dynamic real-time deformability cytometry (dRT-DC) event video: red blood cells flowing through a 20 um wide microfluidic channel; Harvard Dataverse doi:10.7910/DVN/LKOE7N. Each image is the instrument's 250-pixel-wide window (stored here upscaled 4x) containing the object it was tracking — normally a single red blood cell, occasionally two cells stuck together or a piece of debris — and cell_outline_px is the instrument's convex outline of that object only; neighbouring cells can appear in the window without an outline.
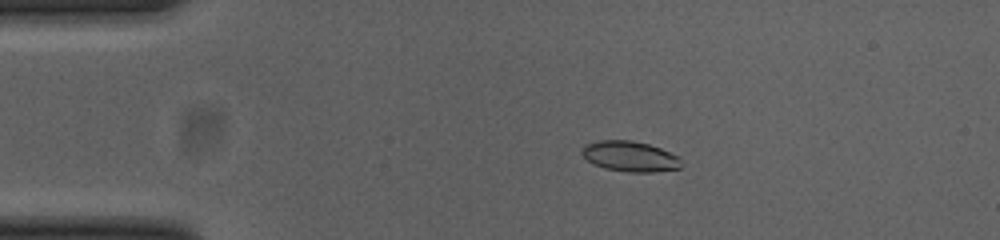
{"species": "common noctule bat (a hibernating species)", "species_latin": "Nyctalus noctula", "temperature_condition": "cold", "stored_images_in_passage": 53, "camera_frame_rate_fps": 3000, "um_per_image_px": 0.085, "animal": {"sex": "female", "body_mass_g": 23.0, "forearm_length_mm": 53.4}, "frame": {"image": 1, "passage_image": 10, "time_ms": 3.0, "image_size_px": [1000, 240], "cell_outline_px": [[680, 168], [652, 172], [628, 172], [604, 168], [592, 164], [580, 152], [584, 144], [596, 140], [632, 140], [648, 144], [660, 148], [680, 156]], "centroid_in_image_um": [53.51, 13.28], "position_along_channel_um": 31.5, "area_um2": 17.74}}
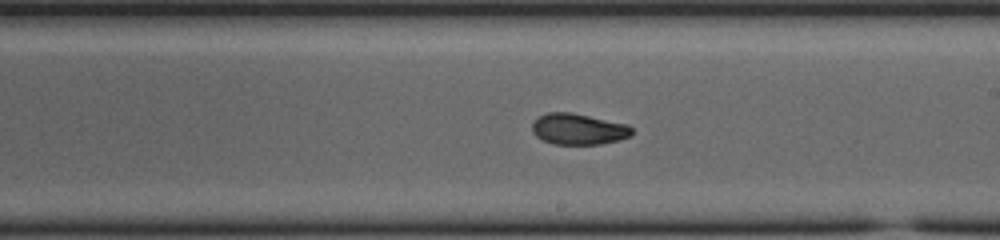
{"frame": {"image": 2, "passage_image": 30, "time_ms": 9.667, "image_size_px": [1000, 240], "cell_outline_px": [[632, 136], [620, 140], [600, 144], [552, 144], [536, 136], [532, 132], [532, 124], [540, 116], [548, 112], [572, 112], [628, 124], [632, 128]], "centroid_in_image_um": [49.19, 10.97], "position_along_channel_um": 239.8, "area_um2": 18.15}}
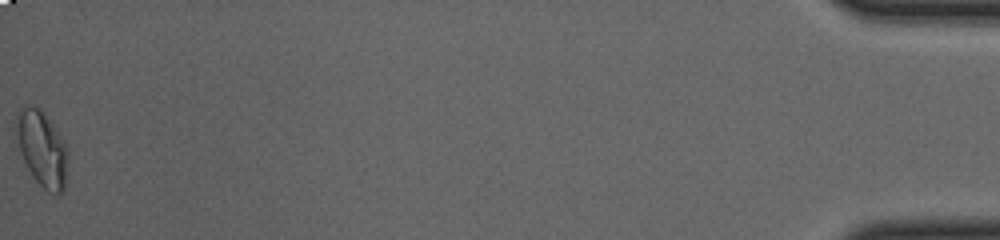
{"frame": {"image": 3, "passage_image": 53, "time_ms": 17.333, "image_size_px": [1000, 240], "cell_outline_px": [[68, 164], [64, 192], [56, 196], [48, 192], [32, 176], [20, 152], [20, 112], [28, 104], [32, 104], [60, 132], [68, 148]], "centroid_in_image_um": [3.7, 12.78], "position_along_channel_um": 431.5, "area_um2": 21.85}, "authors_computed_cell_mechanics": {"area_um2": 18.3804, "velocity_mm_per_s": 3.8463, "shape_relaxation_time_tau1_ms": 10.4907, "shape_relaxation_time_tau2_ms": 2.0389, "deformation_change_tau1": 0.229, "deformation_change_tau2": 0.0643}}